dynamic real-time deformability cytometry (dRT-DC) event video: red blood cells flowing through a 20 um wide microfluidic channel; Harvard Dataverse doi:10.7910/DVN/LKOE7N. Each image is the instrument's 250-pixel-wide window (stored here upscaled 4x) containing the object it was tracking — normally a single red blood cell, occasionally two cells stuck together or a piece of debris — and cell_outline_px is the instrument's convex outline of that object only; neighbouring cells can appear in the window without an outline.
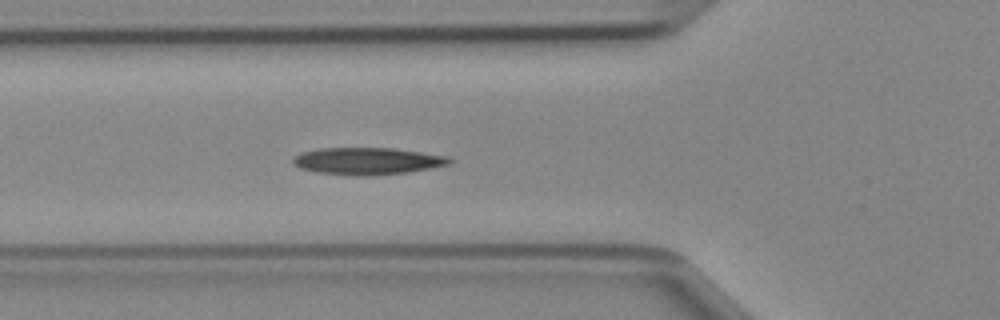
{"species": "Egyptian fruit bat (a non-hibernating species)", "species_latin": "Rousettus aegyptiacus", "temperature_condition": "cold", "stored_images_in_passage": 35, "camera_frame_rate_fps": 3000, "um_per_image_px": 0.085, "animal": {"sex": "female"}, "frame": {"image": 1, "passage_image": 11, "time_ms": 3.333, "image_size_px": [1000, 320], "cell_outline_px": [[452, 160], [448, 164], [408, 172], [368, 176], [356, 176], [316, 172], [300, 168], [292, 164], [292, 160], [300, 152], [320, 148], [392, 148], [448, 156]], "centroid_in_image_um": [31.17, 13.69], "position_along_channel_um": 94.6, "area_um2": 24.57}}